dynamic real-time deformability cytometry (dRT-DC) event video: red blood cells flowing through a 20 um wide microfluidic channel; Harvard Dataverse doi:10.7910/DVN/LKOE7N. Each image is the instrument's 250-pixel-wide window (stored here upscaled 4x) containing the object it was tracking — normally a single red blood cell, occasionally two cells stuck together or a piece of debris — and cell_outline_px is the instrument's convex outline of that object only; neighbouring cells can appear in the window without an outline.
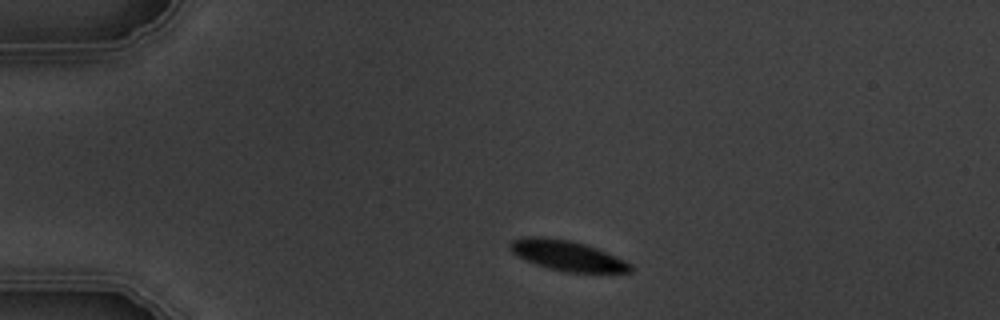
{"species": "common noctule bat (a hibernating species)", "species_latin": "Nyctalus noctula", "temperature_condition": "warm", "stored_images_in_passage": 3, "camera_frame_rate_fps": 3000, "um_per_image_px": 0.085, "animal": {"sex": "male", "body_mass_g": 19.5, "forearm_length_mm": 54.6}, "frame": {"image": 1, "passage_image": 1, "time_ms": 0.0, "image_size_px": [1000, 320], "cell_outline_px": [[632, 272], [564, 272], [548, 268], [536, 264], [516, 256], [508, 248], [508, 244], [512, 240], [520, 236], [544, 236], [572, 240], [596, 248], [616, 256], [632, 264]], "centroid_in_image_um": [48.16, 21.7], "position_along_channel_um": 36.8, "area_um2": 21.44}}
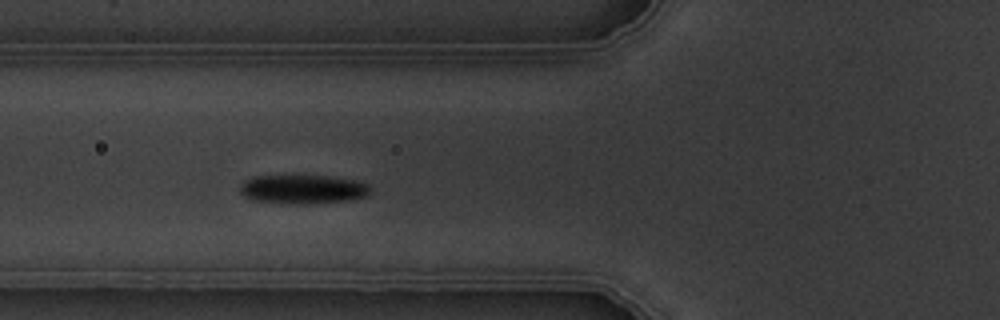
{"frame": {"image": 2, "passage_image": 3, "time_ms": 3.0, "image_size_px": [1000, 320], "cell_outline_px": [[372, 188], [364, 196], [348, 200], [312, 204], [284, 204], [252, 200], [244, 196], [240, 192], [240, 184], [244, 180], [256, 176], [324, 176], [356, 180], [368, 184]], "centroid_in_image_um": [25.7, 16.1], "position_along_channel_um": 100.1, "area_um2": 22.08}}